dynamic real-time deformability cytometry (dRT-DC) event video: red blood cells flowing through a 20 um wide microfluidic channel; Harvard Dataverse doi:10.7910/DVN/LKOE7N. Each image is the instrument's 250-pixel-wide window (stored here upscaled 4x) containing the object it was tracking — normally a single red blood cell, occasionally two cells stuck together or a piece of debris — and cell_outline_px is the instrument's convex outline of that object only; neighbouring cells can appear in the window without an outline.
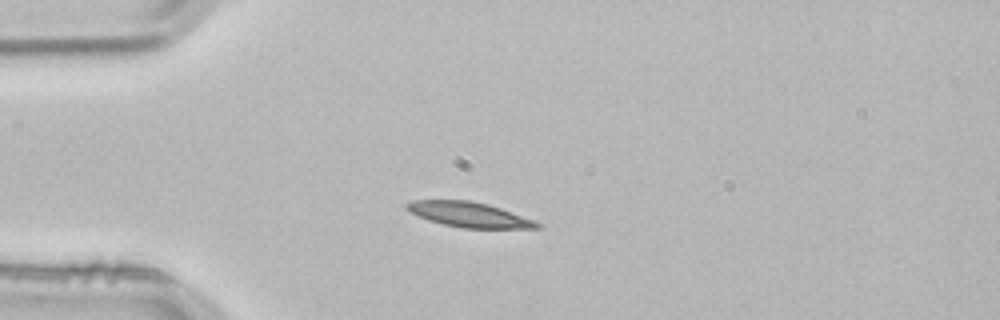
{"species": "common noctule bat (a hibernating species)", "species_latin": "Nyctalus noctula", "temperature_condition": "room temperature", "stored_images_in_passage": 1, "camera_frame_rate_fps": 3000, "um_per_image_px": 0.085, "animal": {"sex": "male", "body_mass_g": 21.5, "forearm_length_mm": 52.0}, "frame": {"image": 1, "passage_image": 1, "time_ms": 0.0, "image_size_px": [1000, 320], "cell_outline_px": [[544, 224], [540, 228], [464, 228], [444, 224], [428, 220], [408, 212], [404, 208], [404, 204], [412, 200], [468, 200], [488, 204], [500, 208]], "centroid_in_image_um": [39.83, 18.23], "position_along_channel_um": 45.2, "area_um2": 19.02}}